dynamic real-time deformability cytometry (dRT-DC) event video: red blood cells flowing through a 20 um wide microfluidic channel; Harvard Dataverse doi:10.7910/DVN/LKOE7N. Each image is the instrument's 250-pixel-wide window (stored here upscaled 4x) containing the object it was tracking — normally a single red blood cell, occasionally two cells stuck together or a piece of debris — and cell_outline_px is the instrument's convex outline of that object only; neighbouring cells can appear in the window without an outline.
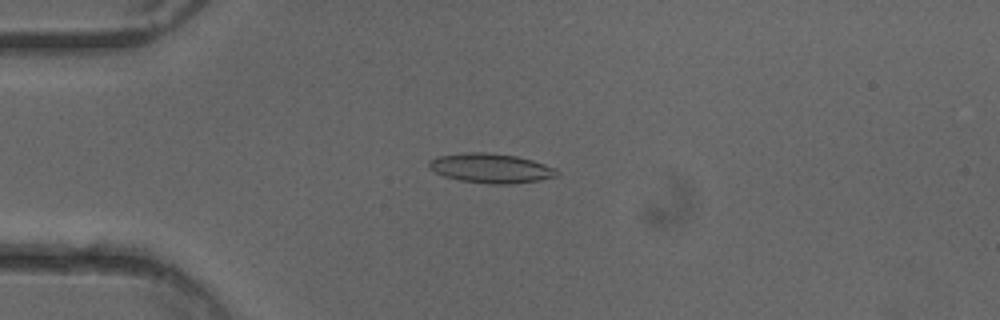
{"species": "common noctule bat (a hibernating species)", "species_latin": "Nyctalus noctula", "temperature_condition": "cold", "stored_images_in_passage": 50, "camera_frame_rate_fps": 3000, "um_per_image_px": 0.085, "animal": {"sex": "female"}, "frame": {"image": 1, "passage_image": 12, "time_ms": 3.667, "image_size_px": [1000, 320], "cell_outline_px": [[560, 176], [540, 180], [512, 184], [488, 184], [460, 180], [444, 176], [428, 168], [428, 160], [440, 156], [464, 152], [484, 152], [516, 156], [532, 160], [544, 164], [560, 172]], "centroid_in_image_um": [41.72, 14.3], "position_along_channel_um": 43.3, "area_um2": 22.02}}
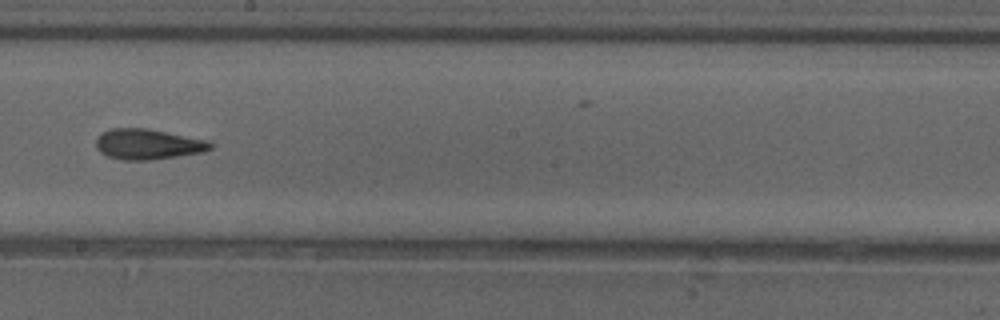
{"frame": {"image": 2, "passage_image": 28, "time_ms": 9.0, "image_size_px": [1000, 320], "cell_outline_px": [[212, 148], [204, 152], [148, 160], [120, 160], [108, 156], [100, 152], [96, 148], [96, 140], [104, 132], [112, 128], [148, 128], [208, 140], [212, 144]], "centroid_in_image_um": [12.58, 12.26], "position_along_channel_um": 235.6, "area_um2": 20.23}}
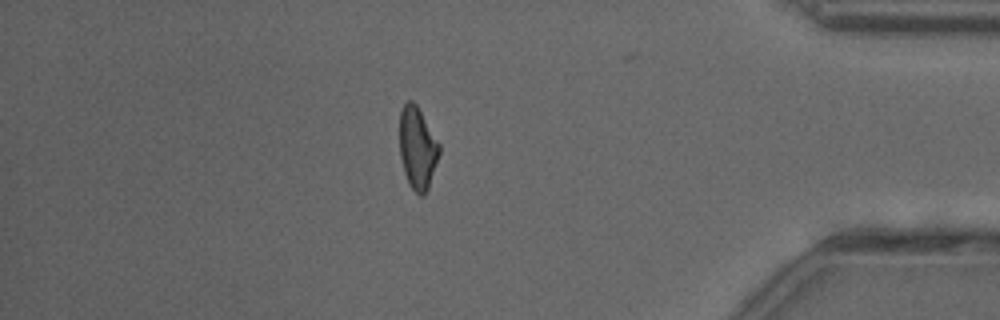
{"frame": {"image": 3, "passage_image": 43, "time_ms": 14.0, "image_size_px": [1000, 320], "cell_outline_px": [[440, 152], [428, 188], [424, 196], [420, 196], [408, 184], [404, 172], [400, 156], [400, 112], [404, 104], [408, 100], [412, 100], [416, 104], [440, 144]], "centroid_in_image_um": [35.48, 12.59], "position_along_channel_um": 399.7, "area_um2": 18.9}, "authors_computed_cell_mechanics": {"area_um2": 20.0566, "velocity_mm_per_s": 4.0387, "shape_relaxation_time_tau1_ms": 7.5995, "shape_relaxation_time_tau2_ms": 3.1442, "deformation_change_tau1": 0.2161, "deformation_change_tau2": 0.1309}}